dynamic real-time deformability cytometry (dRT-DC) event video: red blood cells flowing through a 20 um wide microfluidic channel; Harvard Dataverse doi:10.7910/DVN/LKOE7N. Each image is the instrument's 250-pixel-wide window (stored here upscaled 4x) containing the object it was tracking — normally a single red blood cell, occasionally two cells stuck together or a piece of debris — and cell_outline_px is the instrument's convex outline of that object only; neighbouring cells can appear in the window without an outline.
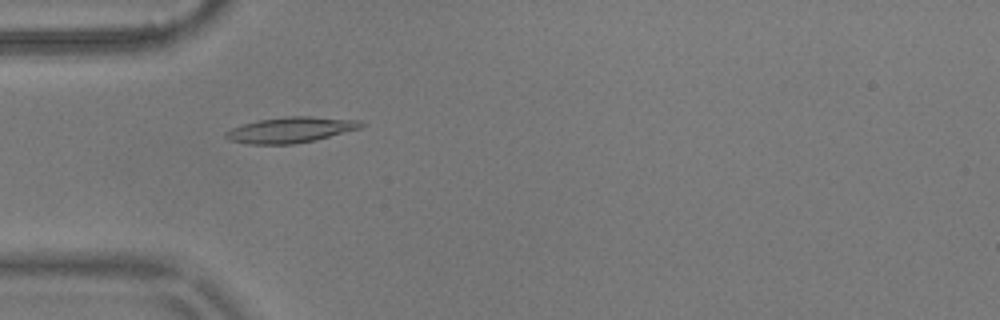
{"species": "common noctule bat (a hibernating species)", "species_latin": "Nyctalus noctula", "temperature_condition": "warm", "stored_images_in_passage": 6, "camera_frame_rate_fps": 3000, "um_per_image_px": 0.085, "animal": {"sex": "male", "body_mass_g": 17.9}, "frame": {"image": 1, "passage_image": 5, "time_ms": 1.333, "image_size_px": [1000, 320], "cell_outline_px": [[364, 124], [360, 128], [316, 140], [292, 144], [248, 144], [228, 140], [224, 136], [224, 132], [232, 128], [256, 120], [288, 116], [308, 116], [360, 120]], "centroid_in_image_um": [24.67, 11.04], "position_along_channel_um": 60.3, "area_um2": 20.23}}